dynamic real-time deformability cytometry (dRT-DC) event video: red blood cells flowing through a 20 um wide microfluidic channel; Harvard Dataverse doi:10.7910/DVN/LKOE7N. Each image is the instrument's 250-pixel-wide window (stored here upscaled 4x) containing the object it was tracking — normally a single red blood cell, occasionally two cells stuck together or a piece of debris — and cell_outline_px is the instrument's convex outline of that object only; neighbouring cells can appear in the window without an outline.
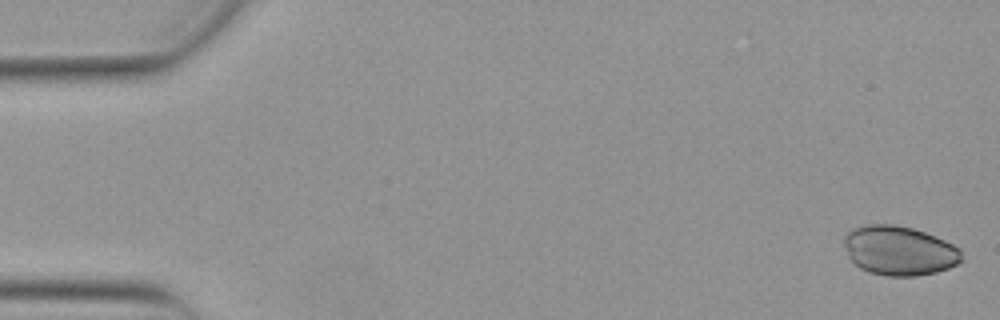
{"species": "Egyptian fruit bat (a non-hibernating species)", "species_latin": "Rousettus aegyptiacus", "temperature_condition": "warm", "stored_images_in_passage": 52, "camera_frame_rate_fps": 3000, "um_per_image_px": 0.085, "animal": {"sex": "female"}, "frame": {"image": 1, "passage_image": 1, "time_ms": 0.0, "image_size_px": [1000, 320], "cell_outline_px": [[964, 260], [948, 268], [936, 272], [916, 276], [888, 276], [868, 272], [860, 268], [848, 256], [844, 244], [844, 236], [852, 228], [868, 224], [892, 224], [912, 228], [924, 232], [944, 240], [960, 248]], "centroid_in_image_um": [76.44, 21.3], "position_along_channel_um": 8.6, "area_um2": 33.87}}
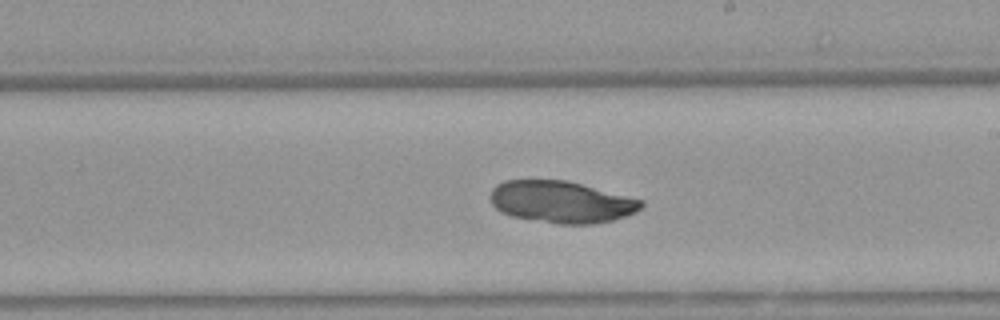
{"frame": {"image": 2, "passage_image": 30, "time_ms": 9.667, "image_size_px": [1000, 320], "cell_outline_px": [[644, 204], [636, 212], [612, 220], [592, 224], [556, 224], [512, 216], [500, 212], [492, 204], [488, 196], [492, 188], [496, 184], [504, 180], [568, 180], [644, 200]], "centroid_in_image_um": [47.68, 17.15], "position_along_channel_um": 241.3, "area_um2": 37.11}}
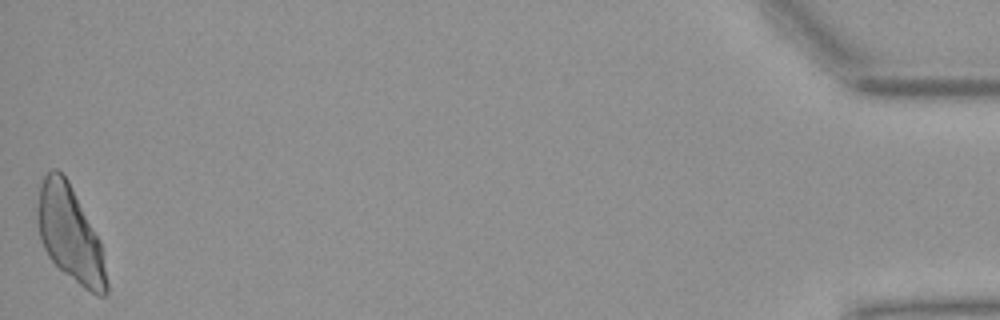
{"frame": {"image": 3, "passage_image": 52, "time_ms": 17.0, "image_size_px": [1000, 320], "cell_outline_px": [[108, 292], [104, 296], [96, 296], [84, 288], [64, 272], [48, 256], [40, 240], [36, 224], [36, 204], [40, 184], [44, 176], [52, 168], [56, 168], [68, 180], [100, 240], [108, 280]], "centroid_in_image_um": [5.93, 19.89], "position_along_channel_um": 429.3, "area_um2": 38.67}}